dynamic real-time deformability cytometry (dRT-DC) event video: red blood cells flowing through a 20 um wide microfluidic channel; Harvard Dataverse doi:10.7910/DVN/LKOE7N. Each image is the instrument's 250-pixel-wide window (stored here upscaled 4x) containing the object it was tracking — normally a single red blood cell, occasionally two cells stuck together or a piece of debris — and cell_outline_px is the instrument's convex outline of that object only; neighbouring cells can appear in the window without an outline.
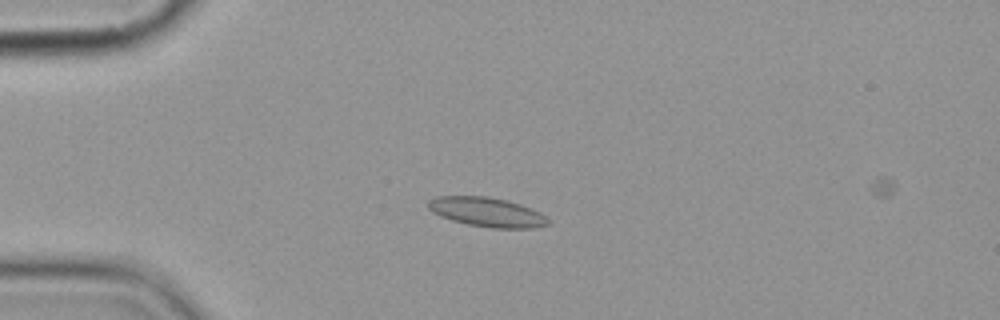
{"species": "common noctule bat (a hibernating species)", "species_latin": "Nyctalus noctula", "temperature_condition": "cold", "stored_images_in_passage": 5, "camera_frame_rate_fps": 3000, "um_per_image_px": 0.085, "animal": {"sex": "female", "body_mass_g": 19.9}, "frame": {"image": 1, "passage_image": 4, "time_ms": 3.333, "image_size_px": [1000, 320], "cell_outline_px": [[548, 224], [532, 228], [492, 228], [468, 224], [452, 220], [440, 216], [432, 212], [428, 208], [428, 200], [436, 196], [488, 196], [520, 204], [540, 212], [548, 220]], "centroid_in_image_um": [41.35, 18.02], "position_along_channel_um": 43.7, "area_um2": 20.35}}